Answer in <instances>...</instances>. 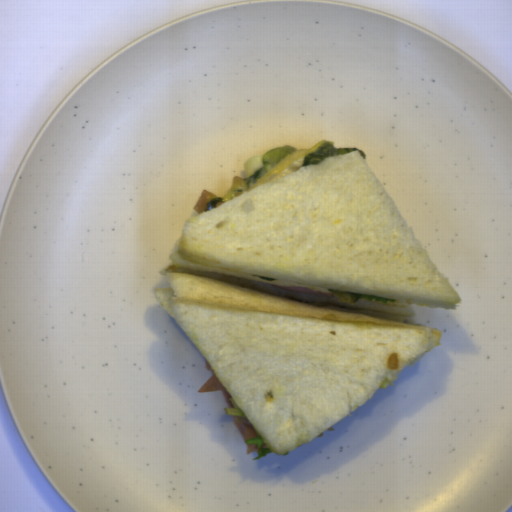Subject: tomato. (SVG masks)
I'll list each match as a JSON object with an SVG mask.
<instances>
[{"label":"tomato","mask_w":512,"mask_h":512,"mask_svg":"<svg viewBox=\"0 0 512 512\" xmlns=\"http://www.w3.org/2000/svg\"><path fill=\"white\" fill-rule=\"evenodd\" d=\"M246 189H247V184H246L245 180L243 179V177H238V176L233 177L229 191L221 198L222 201L218 202L215 205V208L219 207L222 203L227 202V201L233 199L234 197L240 195L243 191H246Z\"/></svg>","instance_id":"obj_1"},{"label":"tomato","mask_w":512,"mask_h":512,"mask_svg":"<svg viewBox=\"0 0 512 512\" xmlns=\"http://www.w3.org/2000/svg\"><path fill=\"white\" fill-rule=\"evenodd\" d=\"M217 196H215L214 194L210 193L209 191L207 190H203L198 202L196 203V205L194 206V210L199 214V213H203L205 211H207V205L208 203Z\"/></svg>","instance_id":"obj_2"}]
</instances>
